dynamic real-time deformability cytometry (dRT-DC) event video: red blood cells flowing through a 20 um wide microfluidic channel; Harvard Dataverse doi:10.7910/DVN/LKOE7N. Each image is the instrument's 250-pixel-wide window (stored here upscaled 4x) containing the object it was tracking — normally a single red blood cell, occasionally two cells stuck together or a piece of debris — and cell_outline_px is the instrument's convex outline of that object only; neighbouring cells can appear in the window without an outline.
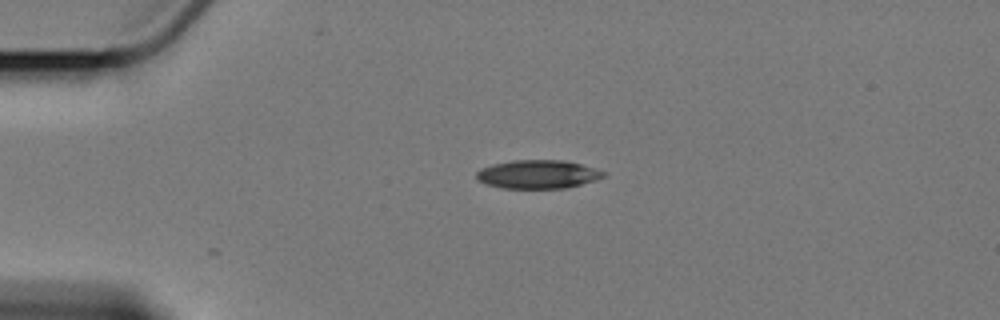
{"species": "Egyptian fruit bat (a non-hibernating species)", "species_latin": "Rousettus aegyptiacus", "temperature_condition": "cold", "stored_images_in_passage": 3, "camera_frame_rate_fps": 3000, "um_per_image_px": 0.085, "animal": {"sex": "female"}, "frame": {"image": 1, "passage_image": 1, "time_ms": 0.0, "image_size_px": [1000, 320], "cell_outline_px": [[604, 176], [596, 180], [564, 188], [500, 188], [484, 184], [476, 180], [476, 172], [480, 168], [492, 164], [512, 160], [560, 160], [580, 164], [604, 172]], "centroid_in_image_um": [45.62, 14.82], "position_along_channel_um": 39.4, "area_um2": 21.04}}